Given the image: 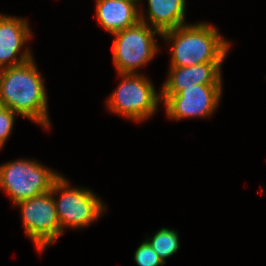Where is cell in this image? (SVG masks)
I'll use <instances>...</instances> for the list:
<instances>
[{"label":"cell","instance_id":"obj_1","mask_svg":"<svg viewBox=\"0 0 266 266\" xmlns=\"http://www.w3.org/2000/svg\"><path fill=\"white\" fill-rule=\"evenodd\" d=\"M38 69L34 57L22 64L0 69V106L47 131L52 122L45 78Z\"/></svg>","mask_w":266,"mask_h":266},{"label":"cell","instance_id":"obj_2","mask_svg":"<svg viewBox=\"0 0 266 266\" xmlns=\"http://www.w3.org/2000/svg\"><path fill=\"white\" fill-rule=\"evenodd\" d=\"M161 38L166 45H172L169 66L187 67L207 62H224L231 50V41L222 37L217 27L205 21L165 31Z\"/></svg>","mask_w":266,"mask_h":266},{"label":"cell","instance_id":"obj_3","mask_svg":"<svg viewBox=\"0 0 266 266\" xmlns=\"http://www.w3.org/2000/svg\"><path fill=\"white\" fill-rule=\"evenodd\" d=\"M119 83L106 99V108L133 122L147 121L159 110L161 92L145 74H117Z\"/></svg>","mask_w":266,"mask_h":266},{"label":"cell","instance_id":"obj_4","mask_svg":"<svg viewBox=\"0 0 266 266\" xmlns=\"http://www.w3.org/2000/svg\"><path fill=\"white\" fill-rule=\"evenodd\" d=\"M61 175L52 185L51 193L61 231L71 228L83 230L104 216L107 205L90 188L72 186Z\"/></svg>","mask_w":266,"mask_h":266},{"label":"cell","instance_id":"obj_5","mask_svg":"<svg viewBox=\"0 0 266 266\" xmlns=\"http://www.w3.org/2000/svg\"><path fill=\"white\" fill-rule=\"evenodd\" d=\"M62 174L34 158L11 160L0 164V189L17 203L51 190Z\"/></svg>","mask_w":266,"mask_h":266},{"label":"cell","instance_id":"obj_6","mask_svg":"<svg viewBox=\"0 0 266 266\" xmlns=\"http://www.w3.org/2000/svg\"><path fill=\"white\" fill-rule=\"evenodd\" d=\"M158 30L139 21L136 25L121 30L113 36L112 61L117 74H140L141 67L148 66L161 47Z\"/></svg>","mask_w":266,"mask_h":266},{"label":"cell","instance_id":"obj_7","mask_svg":"<svg viewBox=\"0 0 266 266\" xmlns=\"http://www.w3.org/2000/svg\"><path fill=\"white\" fill-rule=\"evenodd\" d=\"M14 206L19 207L26 237L34 243L39 253H43L64 234L61 231L51 190Z\"/></svg>","mask_w":266,"mask_h":266},{"label":"cell","instance_id":"obj_8","mask_svg":"<svg viewBox=\"0 0 266 266\" xmlns=\"http://www.w3.org/2000/svg\"><path fill=\"white\" fill-rule=\"evenodd\" d=\"M222 85H192L177 94H161L162 106L169 120L207 119L221 104Z\"/></svg>","mask_w":266,"mask_h":266},{"label":"cell","instance_id":"obj_9","mask_svg":"<svg viewBox=\"0 0 266 266\" xmlns=\"http://www.w3.org/2000/svg\"><path fill=\"white\" fill-rule=\"evenodd\" d=\"M31 29L25 17L0 13V69L22 64L34 57L27 45L33 37Z\"/></svg>","mask_w":266,"mask_h":266},{"label":"cell","instance_id":"obj_10","mask_svg":"<svg viewBox=\"0 0 266 266\" xmlns=\"http://www.w3.org/2000/svg\"><path fill=\"white\" fill-rule=\"evenodd\" d=\"M224 62H207L187 67L168 66L167 79L160 88L161 94H177L192 85H223Z\"/></svg>","mask_w":266,"mask_h":266},{"label":"cell","instance_id":"obj_11","mask_svg":"<svg viewBox=\"0 0 266 266\" xmlns=\"http://www.w3.org/2000/svg\"><path fill=\"white\" fill-rule=\"evenodd\" d=\"M98 25L111 35L140 21L139 7L127 0H94Z\"/></svg>","mask_w":266,"mask_h":266},{"label":"cell","instance_id":"obj_12","mask_svg":"<svg viewBox=\"0 0 266 266\" xmlns=\"http://www.w3.org/2000/svg\"><path fill=\"white\" fill-rule=\"evenodd\" d=\"M147 11L139 8L140 21L160 33L175 29L186 22V0H146ZM146 14V15H145Z\"/></svg>","mask_w":266,"mask_h":266},{"label":"cell","instance_id":"obj_13","mask_svg":"<svg viewBox=\"0 0 266 266\" xmlns=\"http://www.w3.org/2000/svg\"><path fill=\"white\" fill-rule=\"evenodd\" d=\"M146 241L166 264V259L175 255L180 248L179 234L176 229L160 228L153 236H147Z\"/></svg>","mask_w":266,"mask_h":266},{"label":"cell","instance_id":"obj_14","mask_svg":"<svg viewBox=\"0 0 266 266\" xmlns=\"http://www.w3.org/2000/svg\"><path fill=\"white\" fill-rule=\"evenodd\" d=\"M134 261L137 266H163L164 261L152 249L151 245L144 239L134 252Z\"/></svg>","mask_w":266,"mask_h":266},{"label":"cell","instance_id":"obj_15","mask_svg":"<svg viewBox=\"0 0 266 266\" xmlns=\"http://www.w3.org/2000/svg\"><path fill=\"white\" fill-rule=\"evenodd\" d=\"M16 115L11 109L0 106V150L13 133Z\"/></svg>","mask_w":266,"mask_h":266},{"label":"cell","instance_id":"obj_16","mask_svg":"<svg viewBox=\"0 0 266 266\" xmlns=\"http://www.w3.org/2000/svg\"><path fill=\"white\" fill-rule=\"evenodd\" d=\"M127 1H130L134 4H136L139 8H142L141 3L143 2V0H127Z\"/></svg>","mask_w":266,"mask_h":266}]
</instances>
